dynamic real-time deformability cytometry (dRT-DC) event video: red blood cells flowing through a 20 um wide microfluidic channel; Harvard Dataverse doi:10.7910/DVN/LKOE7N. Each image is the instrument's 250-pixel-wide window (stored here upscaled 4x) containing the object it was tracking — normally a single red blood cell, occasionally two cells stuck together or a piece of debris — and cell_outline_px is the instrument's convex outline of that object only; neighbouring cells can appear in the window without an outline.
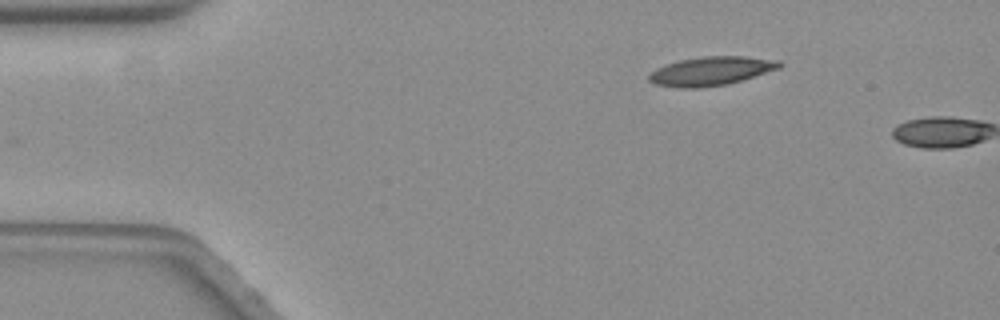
{"species": "common noctule bat (a hibernating species)", "species_latin": "Nyctalus noctula", "temperature_condition": "warm", "stored_images_in_passage": 2, "camera_frame_rate_fps": 3000, "um_per_image_px": 0.085, "animal": {"sex": "female", "body_mass_g": 19.3, "forearm_length_mm": 54.1}, "frame": {"image": 1, "passage_image": 1, "time_ms": 0.0, "image_size_px": [1000, 320], "cell_outline_px": [[784, 64], [780, 68], [728, 84], [700, 88], [676, 88], [656, 84], [648, 80], [648, 72], [656, 68], [680, 60], [704, 56], [744, 56], [780, 60]], "centroid_in_image_um": [60.43, 6.04], "position_along_channel_um": 24.6, "area_um2": 22.02}}